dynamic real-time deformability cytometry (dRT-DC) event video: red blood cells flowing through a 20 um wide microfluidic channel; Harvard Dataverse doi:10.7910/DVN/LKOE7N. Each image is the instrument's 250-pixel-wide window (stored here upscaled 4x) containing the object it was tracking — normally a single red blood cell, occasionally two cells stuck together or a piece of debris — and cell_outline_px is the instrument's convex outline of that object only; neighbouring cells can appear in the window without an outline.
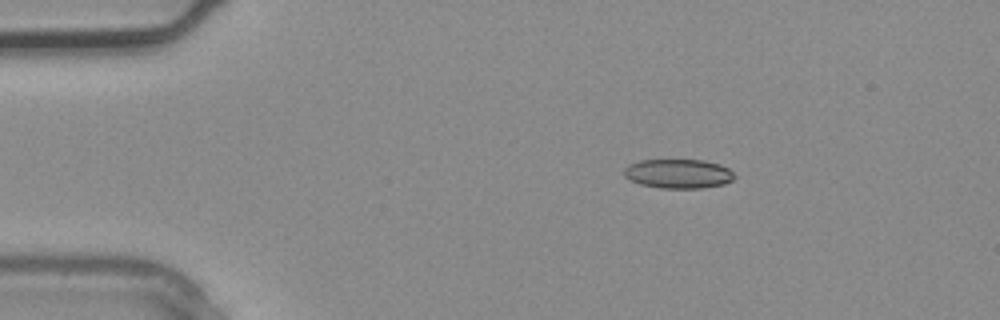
{"species": "common noctule bat (a hibernating species)", "species_latin": "Nyctalus noctula", "temperature_condition": "warm", "stored_images_in_passage": 4, "camera_frame_rate_fps": 3000, "um_per_image_px": 0.085, "animal": {"sex": "male", "body_mass_g": 20.4}, "frame": {"image": 1, "passage_image": 2, "time_ms": 0.333, "image_size_px": [1000, 320], "cell_outline_px": [[736, 176], [732, 180], [724, 184], [700, 188], [660, 188], [640, 184], [628, 180], [624, 176], [624, 168], [628, 164], [640, 160], [704, 160], [720, 164], [728, 168]], "centroid_in_image_um": [57.63, 14.76], "position_along_channel_um": 27.4, "area_um2": 18.96}}